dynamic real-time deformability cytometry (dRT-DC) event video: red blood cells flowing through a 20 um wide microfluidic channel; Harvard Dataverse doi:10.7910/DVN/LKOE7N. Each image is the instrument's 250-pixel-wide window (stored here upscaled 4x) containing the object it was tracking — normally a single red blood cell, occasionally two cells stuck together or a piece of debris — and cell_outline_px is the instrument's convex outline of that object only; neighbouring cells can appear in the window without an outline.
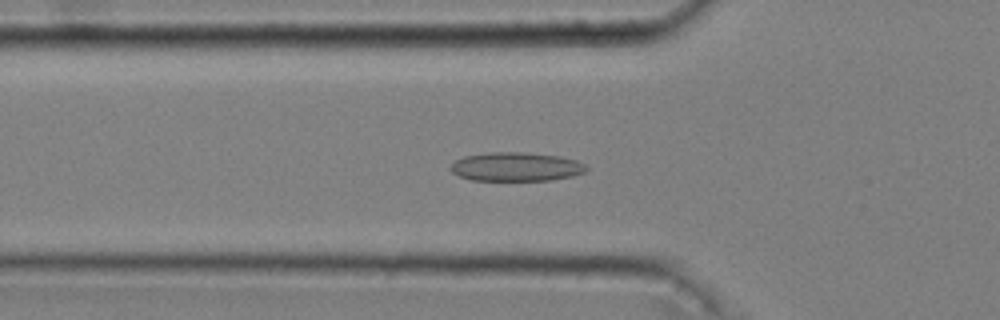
{"species": "common noctule bat (a hibernating species)", "species_latin": "Nyctalus noctula", "temperature_condition": "cold", "stored_images_in_passage": 41, "camera_frame_rate_fps": 3000, "um_per_image_px": 0.085, "animal": {"sex": "male", "body_mass_g": 20.4}, "frame": {"image": 1, "passage_image": 7, "time_ms": 2.0, "image_size_px": [1000, 320], "cell_outline_px": [[588, 168], [584, 172], [572, 176], [552, 180], [472, 180], [460, 176], [452, 172], [448, 168], [456, 160], [464, 156], [488, 152], [524, 152], [560, 156], [576, 160], [584, 164]], "centroid_in_image_um": [43.86, 14.17], "position_along_channel_um": 81.9, "area_um2": 22.83}}
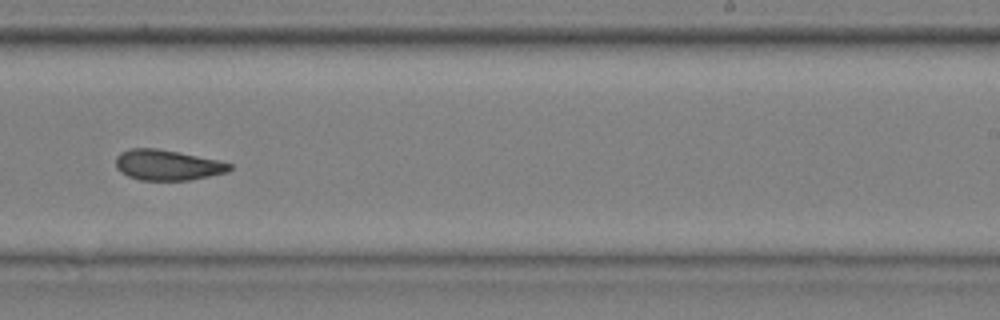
{"frame": {"image": 2, "passage_image": 23, "time_ms": 7.333, "image_size_px": [1000, 320], "cell_outline_px": [[232, 168], [228, 172], [188, 180], [140, 180], [128, 176], [120, 172], [116, 168], [116, 156], [120, 152], [132, 148], [156, 148], [220, 160], [232, 164]], "centroid_in_image_um": [14.22, 14.02], "position_along_channel_um": 274.8, "area_um2": 20.23}}
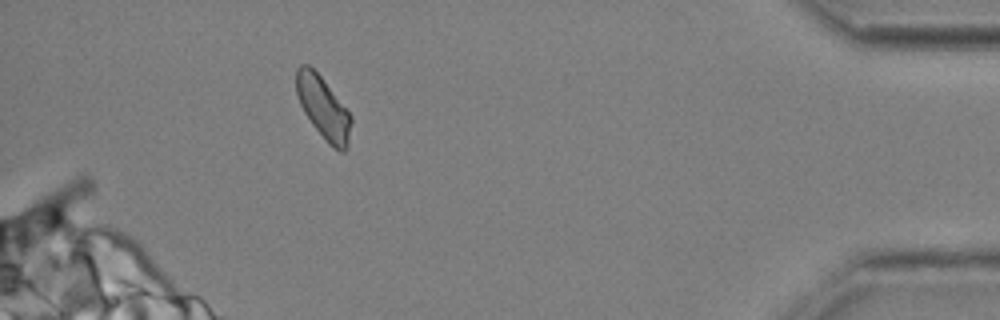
{"frame": {"image": 3, "passage_image": 38, "time_ms": 12.333, "image_size_px": [1000, 320], "cell_outline_px": [[352, 120], [348, 148], [344, 152], [340, 152], [328, 144], [312, 124], [304, 112], [300, 104], [296, 92], [296, 68], [300, 64], [308, 64], [320, 76], [352, 116]], "centroid_in_image_um": [27.48, 9.19], "position_along_channel_um": 407.7, "area_um2": 19.83}, "authors_computed_cell_mechanics": {"area_um2": 20.2878, "velocity_mm_per_s": 3.6132, "shape_relaxation_time_tau1_ms": null, "shape_relaxation_time_tau2_ms": 3.8592, "deformation_change_tau1": null, "deformation_change_tau2": 0.0924}}